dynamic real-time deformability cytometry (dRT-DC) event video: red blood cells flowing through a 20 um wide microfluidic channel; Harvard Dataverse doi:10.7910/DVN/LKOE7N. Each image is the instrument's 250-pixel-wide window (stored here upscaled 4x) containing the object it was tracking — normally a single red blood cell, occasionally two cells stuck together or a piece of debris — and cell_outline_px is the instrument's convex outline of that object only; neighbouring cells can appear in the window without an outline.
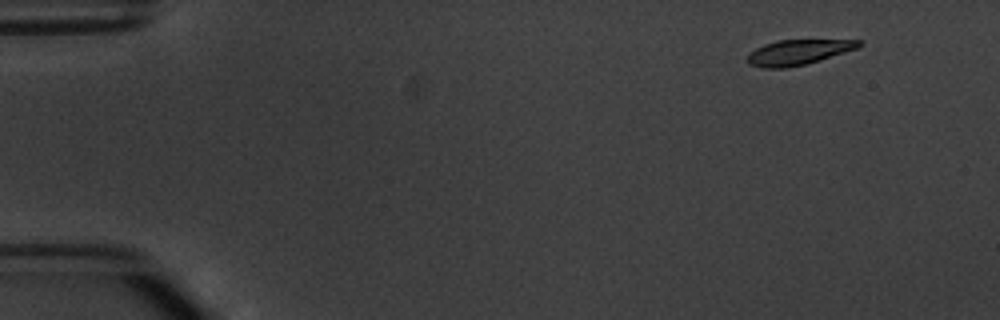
{"species": "common noctule bat (a hibernating species)", "species_latin": "Nyctalus noctula", "temperature_condition": "warm", "stored_images_in_passage": 4, "camera_frame_rate_fps": 3000, "um_per_image_px": 0.085, "animal": {"sex": "male", "body_mass_g": 20.1, "forearm_length_mm": 53.5}, "frame": {"image": 1, "passage_image": 1, "time_ms": 0.0, "image_size_px": [1000, 320], "cell_outline_px": [[864, 44], [856, 48], [820, 60], [804, 64], [784, 68], [760, 68], [748, 64], [744, 60], [748, 52], [764, 44], [776, 40], [860, 40]], "centroid_in_image_um": [67.75, 4.44], "position_along_channel_um": 17.3, "area_um2": 16.42}}
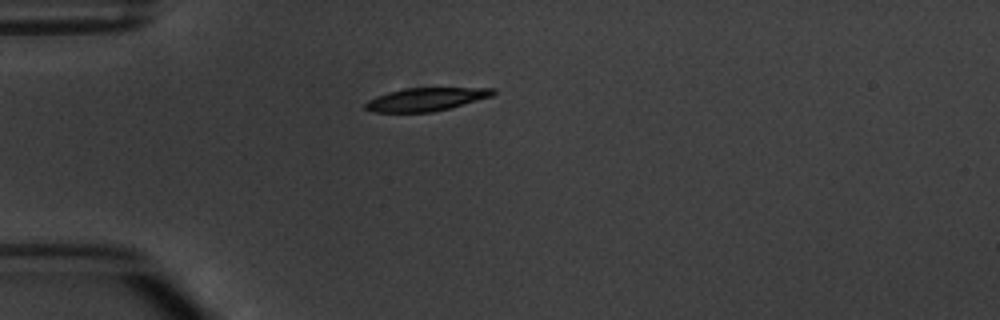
{"frame": {"image": 2, "passage_image": 4, "time_ms": 3.333, "image_size_px": [1000, 320], "cell_outline_px": [[496, 92], [492, 96], [448, 108], [432, 112], [372, 112], [364, 108], [364, 104], [368, 100], [376, 96], [388, 92], [404, 88], [496, 88]], "centroid_in_image_um": [36.17, 8.44], "position_along_channel_um": 48.8, "area_um2": 17.11}}